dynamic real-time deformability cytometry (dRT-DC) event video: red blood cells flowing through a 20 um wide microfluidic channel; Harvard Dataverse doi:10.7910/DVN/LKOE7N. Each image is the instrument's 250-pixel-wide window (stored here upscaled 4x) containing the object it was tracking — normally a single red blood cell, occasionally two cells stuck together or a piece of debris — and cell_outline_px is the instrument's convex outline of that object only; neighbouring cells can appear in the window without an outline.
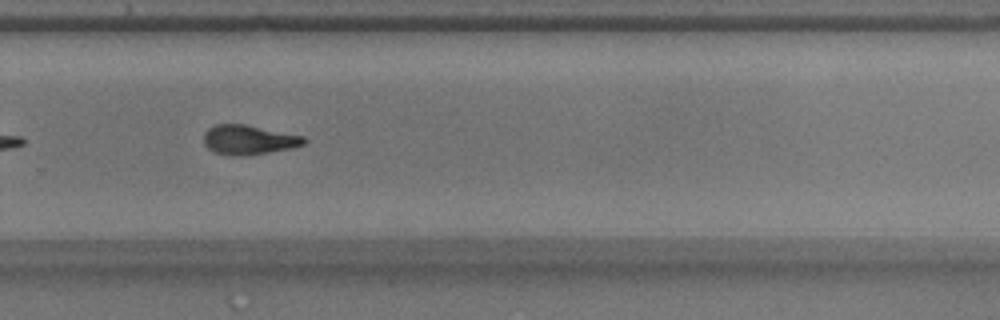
{"species": "common noctule bat (a hibernating species)", "species_latin": "Nyctalus noctula", "temperature_condition": "warm", "stored_images_in_passage": 36, "camera_frame_rate_fps": 3000, "um_per_image_px": 0.085, "animal": {"sex": "male", "body_mass_g": 17.9}, "frame": {"image": 1, "passage_image": 21, "time_ms": 6.667, "image_size_px": [1000, 320], "cell_outline_px": [[308, 140], [304, 144], [292, 148], [268, 152], [240, 156], [232, 156], [216, 152], [208, 148], [204, 144], [204, 132], [208, 128], [216, 124], [244, 124], [304, 136]], "centroid_in_image_um": [21.14, 11.88], "position_along_channel_um": 308.7, "area_um2": 17.17}, "authors_computed_cell_mechanics": {"area_um2": 17.2533, "velocity_mm_per_s": 3.8051, "shape_relaxation_time_tau1_ms": 9.1204, "shape_relaxation_time_tau2_ms": 5.0608, "deformation_change_tau1": 0.2536, "deformation_change_tau2": 0.1368}}